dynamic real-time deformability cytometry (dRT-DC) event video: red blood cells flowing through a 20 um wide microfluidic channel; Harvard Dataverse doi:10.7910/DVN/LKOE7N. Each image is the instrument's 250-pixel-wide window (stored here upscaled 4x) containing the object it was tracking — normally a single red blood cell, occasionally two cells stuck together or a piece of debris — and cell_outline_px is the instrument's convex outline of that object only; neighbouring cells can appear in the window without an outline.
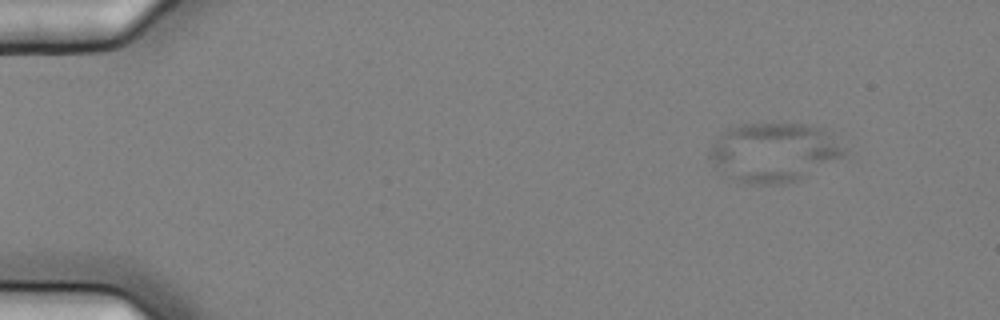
{"species": "common noctule bat (a hibernating species)", "species_latin": "Nyctalus noctula", "temperature_condition": "cold", "stored_images_in_passage": 7, "camera_frame_rate_fps": 3000, "um_per_image_px": 0.085, "animal": {"sex": "female", "body_mass_g": 25.1}, "frame": {"image": 1, "passage_image": 3, "time_ms": 0.667, "image_size_px": [1000, 320], "cell_outline_px": [[848, 148], [844, 156], [796, 180], [780, 184], [752, 184], [736, 180], [712, 168], [708, 160], [708, 152], [716, 136], [728, 128], [744, 124], [804, 124], [832, 128]], "centroid_in_image_um": [65.8, 12.91], "position_along_channel_um": 19.2, "area_um2": 47.34}}
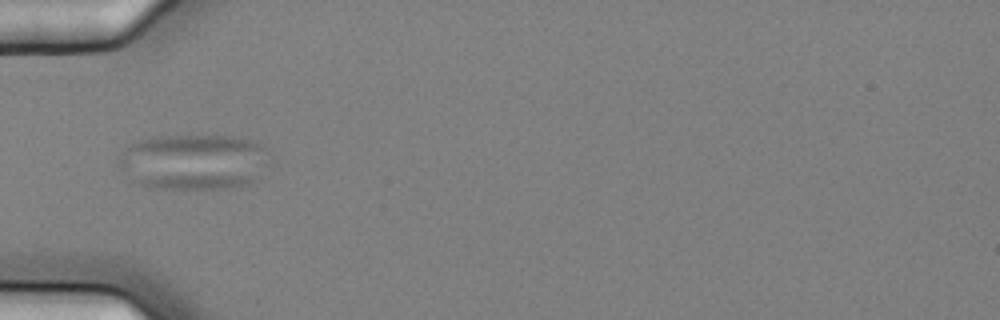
{"frame": {"image": 2, "passage_image": 6, "time_ms": 1.667, "image_size_px": [1000, 320], "cell_outline_px": [[272, 164], [252, 184], [240, 188], [148, 188], [132, 180], [116, 164], [124, 148], [136, 140], [152, 136], [232, 136], [252, 140], [260, 144], [264, 148]], "centroid_in_image_um": [16.5, 13.76], "position_along_channel_um": 68.5, "area_um2": 49.94}}
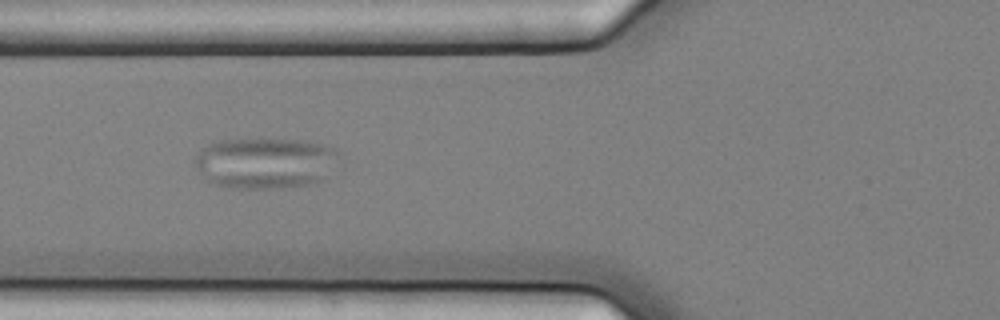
{"frame": {"image": 3, "passage_image": 7, "time_ms": 2.0, "image_size_px": [1000, 320], "cell_outline_px": [[340, 156], [320, 180], [312, 184], [280, 188], [228, 188], [208, 184], [204, 180], [192, 160], [212, 140], [260, 136], [300, 140], [324, 144], [336, 148], [340, 152]], "centroid_in_image_um": [22.46, 13.81], "position_along_channel_um": 103.3, "area_um2": 44.27}}